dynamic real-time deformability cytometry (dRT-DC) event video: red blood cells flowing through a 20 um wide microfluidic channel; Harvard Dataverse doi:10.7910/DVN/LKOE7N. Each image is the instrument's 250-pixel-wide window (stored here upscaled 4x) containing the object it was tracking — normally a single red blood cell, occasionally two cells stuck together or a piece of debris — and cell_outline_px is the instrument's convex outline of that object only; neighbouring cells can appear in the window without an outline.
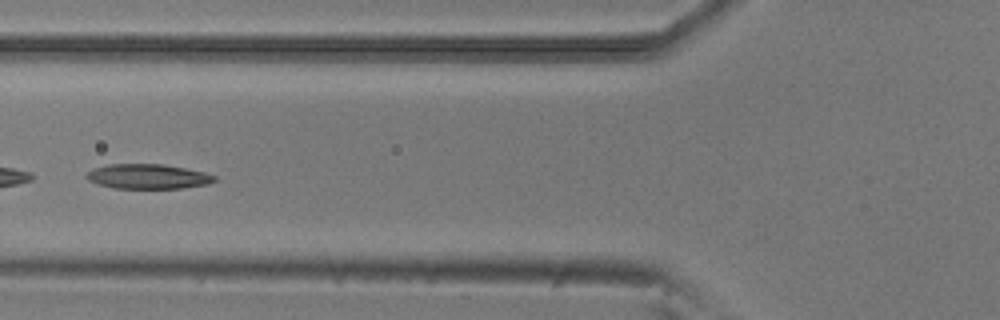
{"species": "common noctule bat (a hibernating species)", "species_latin": "Nyctalus noctula", "temperature_condition": "room temperature", "stored_images_in_passage": 23, "camera_frame_rate_fps": 3000, "um_per_image_px": 0.085, "animal": {"sex": "male", "body_mass_g": 20.5, "forearm_length_mm": 52.5}, "frame": {"image": 1, "passage_image": 17, "time_ms": 5.333, "image_size_px": [1000, 320], "cell_outline_px": [[216, 180], [208, 184], [184, 188], [112, 188], [96, 184], [88, 180], [84, 176], [92, 168], [108, 164], [164, 164], [204, 172], [216, 176]], "centroid_in_image_um": [12.53, 15.0], "position_along_channel_um": 113.3, "area_um2": 18.61}}
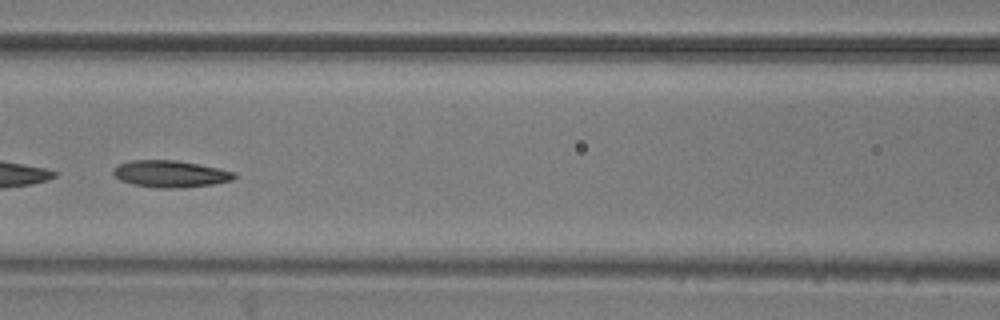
{"frame": {"image": 2, "passage_image": 20, "time_ms": 6.333, "image_size_px": [1000, 320], "cell_outline_px": [[236, 176], [232, 180], [212, 184], [180, 188], [156, 188], [132, 184], [120, 180], [112, 172], [112, 168], [128, 160], [176, 160], [236, 172]], "centroid_in_image_um": [14.44, 14.78], "position_along_channel_um": 152.2, "area_um2": 18.84}}